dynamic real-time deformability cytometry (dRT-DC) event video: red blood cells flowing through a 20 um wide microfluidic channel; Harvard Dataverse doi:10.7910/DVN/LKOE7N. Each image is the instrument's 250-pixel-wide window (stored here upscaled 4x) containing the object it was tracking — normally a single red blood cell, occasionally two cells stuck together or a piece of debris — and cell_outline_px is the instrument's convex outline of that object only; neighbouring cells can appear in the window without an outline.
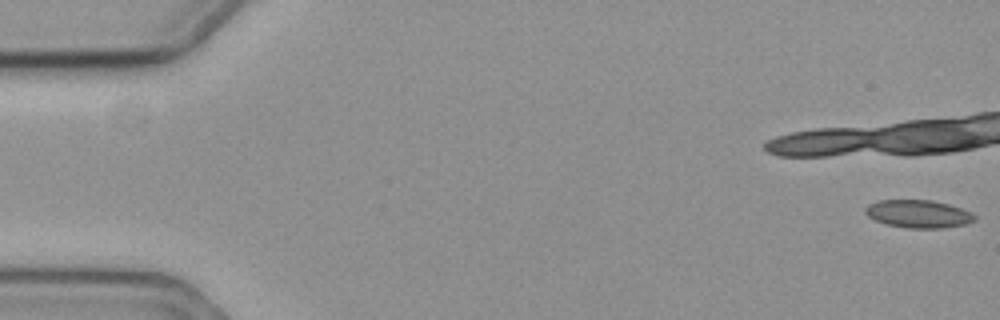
{"species": "common noctule bat (a hibernating species)", "species_latin": "Nyctalus noctula", "temperature_condition": "cold", "stored_images_in_passage": 5, "camera_frame_rate_fps": 3000, "um_per_image_px": 0.085, "animal": {"sex": "female", "body_mass_g": 19.3, "forearm_length_mm": 54.1}, "frame": {"image": 1, "passage_image": 1, "time_ms": 0.0, "image_size_px": [1000, 320], "cell_outline_px": [[976, 220], [964, 224], [944, 228], [908, 228], [888, 224], [876, 220], [868, 216], [864, 212], [864, 208], [868, 204], [880, 200], [932, 200], [948, 204], [960, 208], [976, 216]], "centroid_in_image_um": [78.04, 18.17], "position_along_channel_um": 7.0, "area_um2": 17.57}}